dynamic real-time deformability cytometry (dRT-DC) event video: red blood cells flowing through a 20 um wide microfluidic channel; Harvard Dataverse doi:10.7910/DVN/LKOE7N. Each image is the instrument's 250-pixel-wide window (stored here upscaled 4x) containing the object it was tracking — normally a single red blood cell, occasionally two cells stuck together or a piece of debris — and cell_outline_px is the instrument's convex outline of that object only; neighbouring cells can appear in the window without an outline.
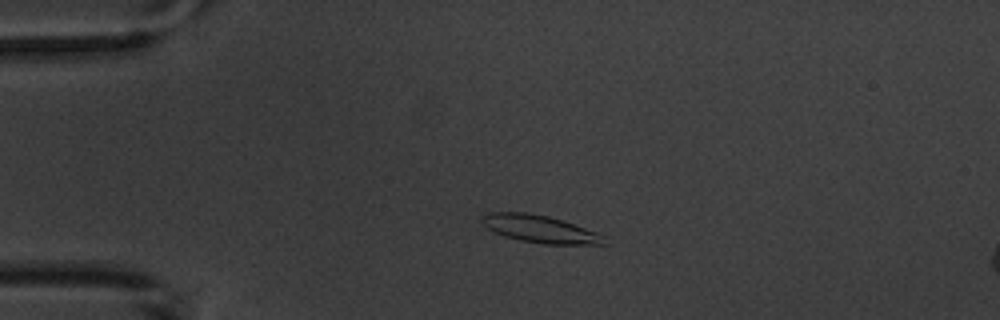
{"species": "common noctule bat (a hibernating species)", "species_latin": "Nyctalus noctula", "temperature_condition": "warm", "stored_images_in_passage": 5, "camera_frame_rate_fps": 3000, "um_per_image_px": 0.085, "animal": {"sex": "male", "body_mass_g": 20.1, "forearm_length_mm": 53.5}, "frame": {"image": 1, "passage_image": 3, "time_ms": 2.333, "image_size_px": [1000, 320], "cell_outline_px": [[608, 244], [544, 244], [520, 240], [504, 236], [488, 228], [480, 220], [480, 216], [488, 212], [524, 212], [548, 216], [608, 236]], "centroid_in_image_um": [45.91, 19.47], "position_along_channel_um": 39.1, "area_um2": 19.48}}